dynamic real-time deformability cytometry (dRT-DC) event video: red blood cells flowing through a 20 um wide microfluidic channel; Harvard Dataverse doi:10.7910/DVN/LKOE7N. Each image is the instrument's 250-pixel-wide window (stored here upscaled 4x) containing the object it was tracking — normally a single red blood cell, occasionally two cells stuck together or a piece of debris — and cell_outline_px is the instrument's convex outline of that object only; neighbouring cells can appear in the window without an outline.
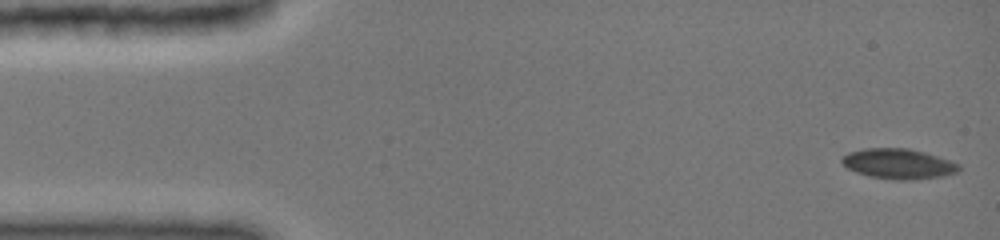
{"species": "common noctule bat (a hibernating species)", "species_latin": "Nyctalus noctula", "temperature_condition": "cold", "stored_images_in_passage": 18, "camera_frame_rate_fps": 3000, "um_per_image_px": 0.085, "animal": {"sex": "female", "body_mass_g": 19.0, "forearm_length_mm": 51.5}, "frame": {"image": 1, "passage_image": 1, "time_ms": 0.0, "image_size_px": [1000, 240], "cell_outline_px": [[960, 168], [956, 172], [944, 176], [908, 180], [896, 180], [868, 176], [856, 172], [848, 168], [840, 160], [848, 152], [864, 148], [908, 148], [924, 152], [960, 164]], "centroid_in_image_um": [76.35, 13.92], "position_along_channel_um": 8.7, "area_um2": 20.46}}
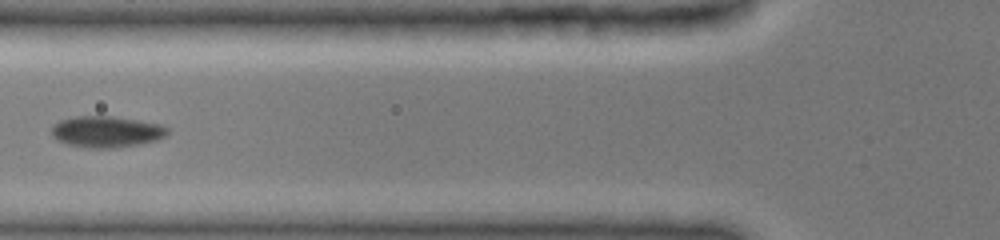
{"frame": {"image": 2, "passage_image": 11, "time_ms": 5.667, "image_size_px": [1000, 240], "cell_outline_px": [[168, 132], [164, 136], [156, 140], [136, 144], [112, 148], [88, 148], [68, 144], [56, 140], [52, 136], [52, 128], [60, 120], [76, 116], [108, 116], [136, 120], [160, 124], [168, 128]], "centroid_in_image_um": [9.02, 11.2], "position_along_channel_um": 116.8, "area_um2": 20.81}}
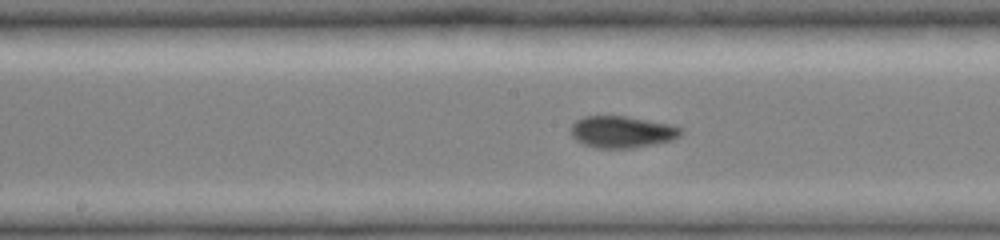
{"frame": {"image": 3, "passage_image": 16, "time_ms": 7.667, "image_size_px": [1000, 240], "cell_outline_px": [[684, 132], [680, 136], [672, 140], [636, 148], [596, 148], [584, 144], [576, 140], [572, 136], [568, 128], [576, 120], [584, 116], [624, 116], [668, 124], [680, 128]], "centroid_in_image_um": [52.83, 11.22], "position_along_channel_um": 195.4, "area_um2": 20.4}}